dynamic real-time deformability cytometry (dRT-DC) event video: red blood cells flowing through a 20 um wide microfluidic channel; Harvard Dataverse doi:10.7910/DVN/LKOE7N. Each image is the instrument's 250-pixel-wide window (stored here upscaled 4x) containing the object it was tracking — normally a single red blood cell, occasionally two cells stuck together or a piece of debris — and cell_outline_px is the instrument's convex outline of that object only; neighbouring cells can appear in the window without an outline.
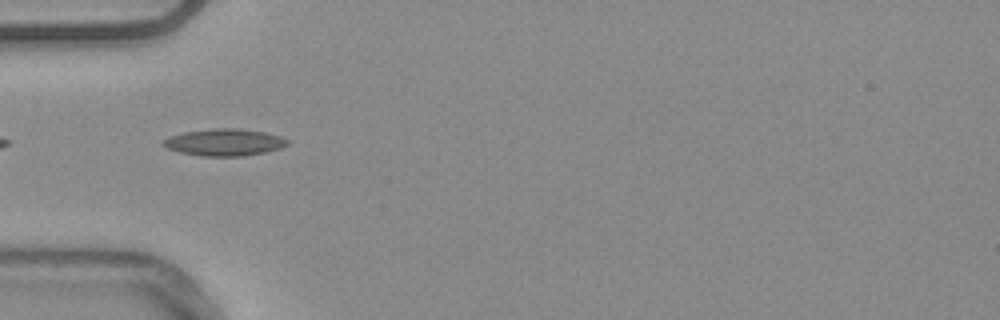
{"species": "common noctule bat (a hibernating species)", "species_latin": "Nyctalus noctula", "temperature_condition": "warm", "stored_images_in_passage": 11, "camera_frame_rate_fps": 3000, "um_per_image_px": 0.085, "animal": {"sex": "male", "body_mass_g": 20.4}, "frame": {"image": 1, "passage_image": 2, "time_ms": 0.333, "image_size_px": [1000, 320], "cell_outline_px": [[292, 140], [288, 144], [280, 148], [264, 152], [244, 156], [200, 156], [180, 152], [168, 148], [160, 144], [160, 140], [184, 132], [212, 128], [240, 128], [264, 132], [280, 136]], "centroid_in_image_um": [19.08, 12.09], "position_along_channel_um": 65.9, "area_um2": 19.65}}
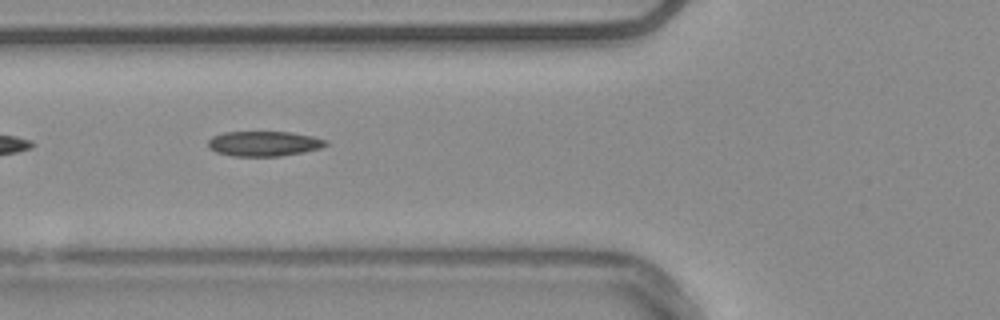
{"frame": {"image": 2, "passage_image": 5, "time_ms": 1.333, "image_size_px": [1000, 320], "cell_outline_px": [[328, 144], [320, 148], [304, 152], [280, 156], [232, 156], [216, 152], [208, 148], [208, 140], [212, 136], [224, 132], [292, 132], [312, 136], [328, 140]], "centroid_in_image_um": [22.43, 12.21], "position_along_channel_um": 103.4, "area_um2": 17.28}}